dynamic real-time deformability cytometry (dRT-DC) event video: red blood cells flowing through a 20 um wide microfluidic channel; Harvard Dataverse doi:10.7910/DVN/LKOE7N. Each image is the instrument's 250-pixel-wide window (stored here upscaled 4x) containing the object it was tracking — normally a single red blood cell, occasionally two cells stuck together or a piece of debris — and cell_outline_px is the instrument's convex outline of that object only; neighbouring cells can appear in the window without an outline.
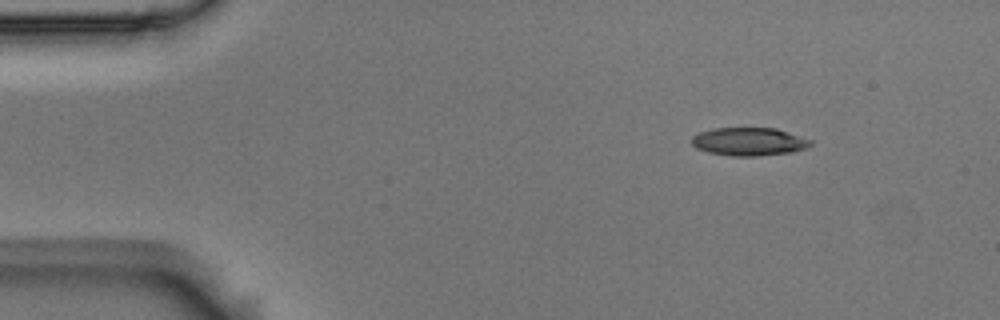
{"species": "Egyptian fruit bat (a non-hibernating species)", "species_latin": "Rousettus aegyptiacus", "temperature_condition": "room temperature", "stored_images_in_passage": 5, "segment_of_instrument_passage": [2, 2], "camera_frame_rate_fps": 3000, "um_per_image_px": 0.085, "animal": {"sex": "male"}, "frame": {"image": 1, "passage_image": 5, "time_ms": 1.333, "image_size_px": [1000, 320], "cell_outline_px": [[812, 144], [804, 148], [792, 152], [760, 156], [732, 156], [708, 152], [696, 148], [692, 144], [692, 136], [700, 132], [712, 128], [776, 128], [812, 140]], "centroid_in_image_um": [63.65, 12.04], "position_along_channel_um": 21.3, "area_um2": 19.48}}